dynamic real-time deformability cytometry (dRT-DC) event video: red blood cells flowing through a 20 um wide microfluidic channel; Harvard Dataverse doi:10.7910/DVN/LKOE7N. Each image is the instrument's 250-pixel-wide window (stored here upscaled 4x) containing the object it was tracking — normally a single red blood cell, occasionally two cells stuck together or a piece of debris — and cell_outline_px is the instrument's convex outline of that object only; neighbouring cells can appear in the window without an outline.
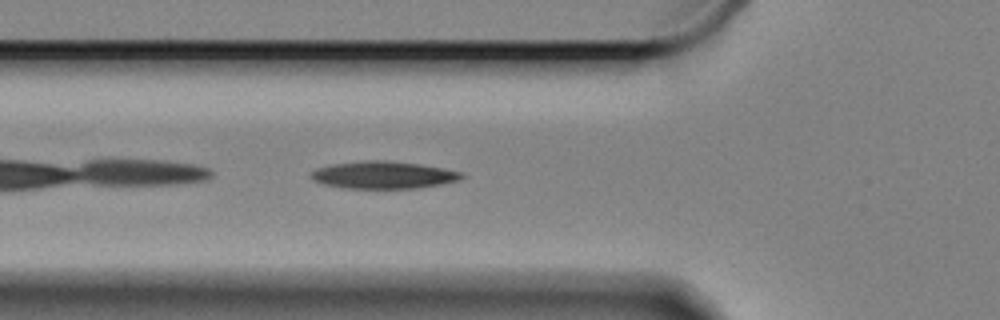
{"species": "Egyptian fruit bat (a non-hibernating species)", "species_latin": "Rousettus aegyptiacus", "temperature_condition": "cold", "stored_images_in_passage": 39, "camera_frame_rate_fps": 3000, "um_per_image_px": 0.085, "animal": {"sex": "female"}, "frame": {"image": 1, "passage_image": 4, "time_ms": 1.0, "image_size_px": [1000, 320], "cell_outline_px": [[468, 176], [460, 180], [444, 184], [420, 188], [340, 188], [324, 184], [312, 180], [308, 176], [316, 168], [332, 164], [368, 160], [384, 160], [416, 164], [444, 168], [464, 172]], "centroid_in_image_um": [32.63, 14.88], "position_along_channel_um": 93.2, "area_um2": 24.28}}
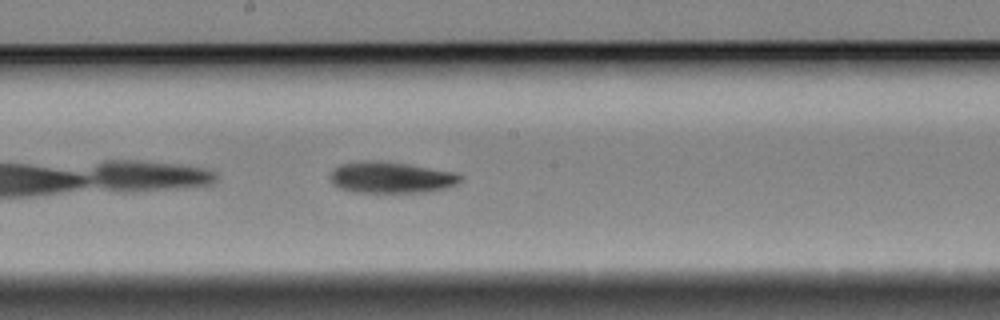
{"frame": {"image": 2, "passage_image": 15, "time_ms": 4.667, "image_size_px": [1000, 320], "cell_outline_px": [[464, 180], [456, 184], [432, 192], [352, 192], [340, 188], [332, 184], [328, 176], [340, 164], [360, 160], [376, 160], [408, 164], [452, 172], [464, 176]], "centroid_in_image_um": [33.22, 15.08], "position_along_channel_um": 215.0, "area_um2": 23.93}}
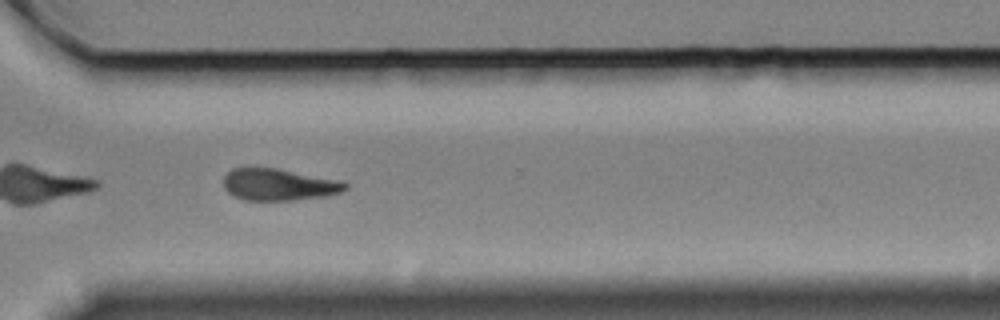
{"frame": {"image": 3, "passage_image": 27, "time_ms": 8.667, "image_size_px": [1000, 320], "cell_outline_px": [[348, 188], [340, 192], [324, 196], [292, 200], [244, 200], [228, 192], [224, 188], [224, 176], [232, 168], [276, 168], [336, 180], [348, 184]], "centroid_in_image_um": [23.66, 15.69], "position_along_channel_um": 346.9, "area_um2": 22.14}, "authors_computed_cell_mechanics": {"area_um2": 23.2934, "velocity_mm_per_s": 3.3019, "shape_relaxation_time_tau1_ms": 2.973, "shape_relaxation_time_tau2_ms": null, "deformation_change_tau1": 0.1374, "deformation_change_tau2": null}}